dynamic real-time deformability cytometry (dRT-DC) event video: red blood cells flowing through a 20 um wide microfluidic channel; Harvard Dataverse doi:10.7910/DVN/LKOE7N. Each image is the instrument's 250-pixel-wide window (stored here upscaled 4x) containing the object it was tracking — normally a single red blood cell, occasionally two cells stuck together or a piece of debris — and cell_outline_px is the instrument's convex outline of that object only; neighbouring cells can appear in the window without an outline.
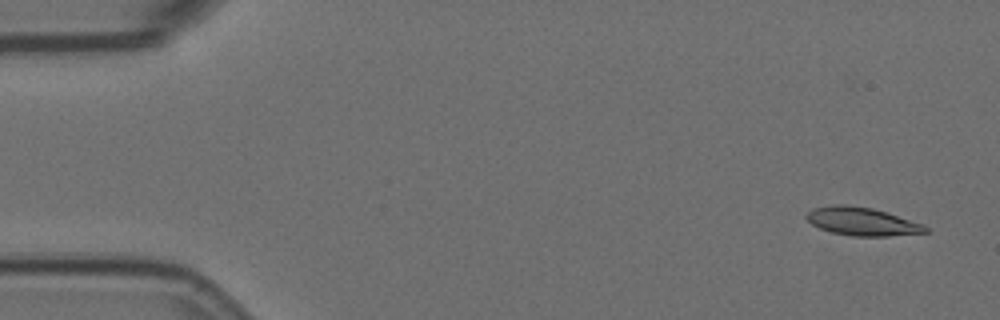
{"species": "Egyptian fruit bat (a non-hibernating species)", "species_latin": "Rousettus aegyptiacus", "temperature_condition": "room temperature", "stored_images_in_passage": 5, "camera_frame_rate_fps": 3000, "um_per_image_px": 0.085, "animal": {"sex": "female"}, "frame": {"image": 1, "passage_image": 1, "time_ms": 0.0, "image_size_px": [1000, 320], "cell_outline_px": [[928, 232], [888, 236], [852, 236], [832, 232], [820, 228], [812, 224], [804, 216], [812, 208], [832, 204], [848, 204], [872, 208], [924, 224], [928, 228]], "centroid_in_image_um": [73.25, 18.81], "position_along_channel_um": 11.8, "area_um2": 19.54}}
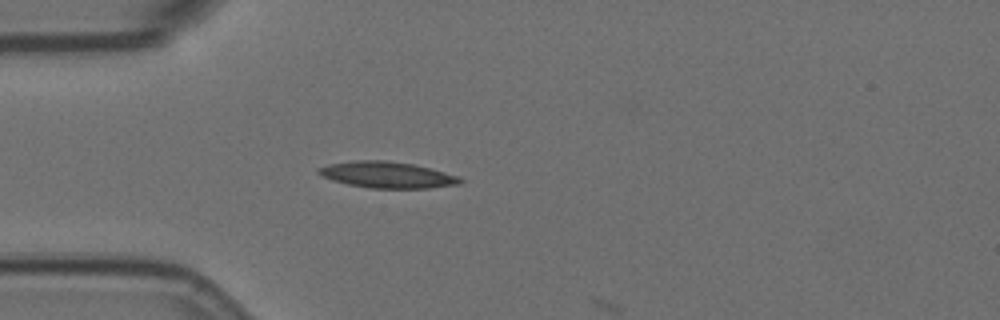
{"frame": {"image": 2, "passage_image": 4, "time_ms": 1.0, "image_size_px": [1000, 320], "cell_outline_px": [[464, 180], [460, 184], [428, 188], [368, 188], [348, 184], [332, 180], [316, 172], [316, 168], [328, 164], [352, 160], [384, 160], [412, 164], [460, 176]], "centroid_in_image_um": [32.89, 14.86], "position_along_channel_um": 52.1, "area_um2": 21.68}}